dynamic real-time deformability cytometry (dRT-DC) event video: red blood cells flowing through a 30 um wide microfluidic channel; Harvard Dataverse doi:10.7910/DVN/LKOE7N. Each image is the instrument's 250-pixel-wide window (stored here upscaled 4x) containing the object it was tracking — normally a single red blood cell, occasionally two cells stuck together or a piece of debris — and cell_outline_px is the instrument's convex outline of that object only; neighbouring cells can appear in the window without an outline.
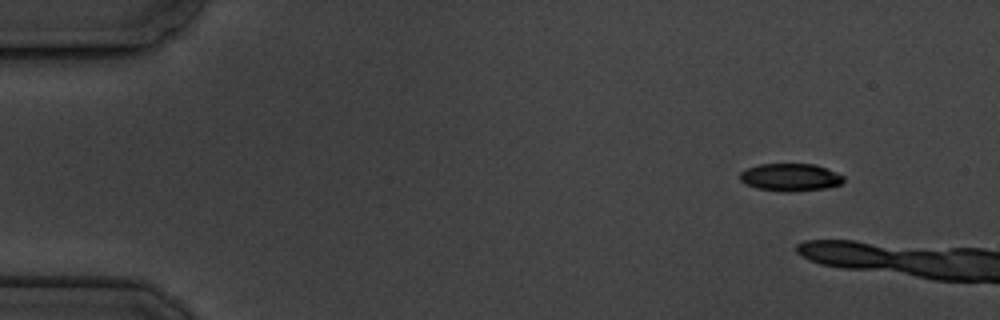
{"species": "common noctule bat (a hibernating species)", "species_latin": "Nyctalus noctula", "temperature_condition": "cold", "stored_images_in_passage": 2, "camera_frame_rate_fps": 3000, "um_per_image_px": 0.085, "animal": {"sex": "male", "body_mass_g": 19.5, "forearm_length_mm": 54.6}, "frame": {"image": 1, "passage_image": 1, "time_ms": 0.0, "image_size_px": [1000, 320], "cell_outline_px": [[844, 180], [840, 184], [824, 188], [792, 192], [784, 192], [760, 188], [748, 184], [740, 180], [740, 172], [748, 168], [760, 164], [816, 164], [836, 172], [844, 176]], "centroid_in_image_um": [67.21, 15.06], "position_along_channel_um": 17.8, "area_um2": 16.47}}